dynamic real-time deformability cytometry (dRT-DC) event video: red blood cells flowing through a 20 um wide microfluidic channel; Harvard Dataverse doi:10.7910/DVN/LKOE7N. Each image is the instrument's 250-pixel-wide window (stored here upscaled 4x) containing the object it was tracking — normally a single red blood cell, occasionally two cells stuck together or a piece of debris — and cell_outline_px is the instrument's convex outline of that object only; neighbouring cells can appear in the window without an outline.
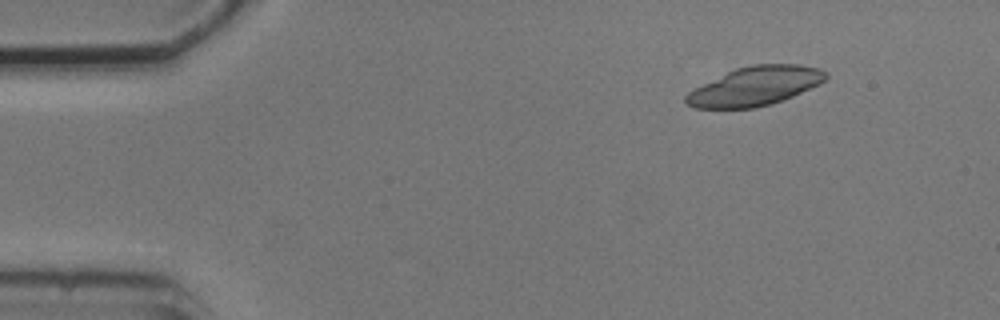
{"species": "common noctule bat (a hibernating species)", "species_latin": "Nyctalus noctula", "temperature_condition": "cold", "stored_images_in_passage": 6, "camera_frame_rate_fps": 3000, "um_per_image_px": 0.085, "animal": {"sex": "male", "body_mass_g": 20.5, "forearm_length_mm": 52.5}, "frame": {"image": 1, "passage_image": 2, "time_ms": 1.0, "image_size_px": [1000, 320], "cell_outline_px": [[828, 76], [820, 84], [792, 96], [772, 104], [752, 108], [696, 108], [688, 104], [684, 100], [684, 96], [688, 92], [736, 68], [752, 64], [800, 64], [820, 68], [828, 72]], "centroid_in_image_um": [64.23, 7.31], "position_along_channel_um": 20.8, "area_um2": 31.5}}